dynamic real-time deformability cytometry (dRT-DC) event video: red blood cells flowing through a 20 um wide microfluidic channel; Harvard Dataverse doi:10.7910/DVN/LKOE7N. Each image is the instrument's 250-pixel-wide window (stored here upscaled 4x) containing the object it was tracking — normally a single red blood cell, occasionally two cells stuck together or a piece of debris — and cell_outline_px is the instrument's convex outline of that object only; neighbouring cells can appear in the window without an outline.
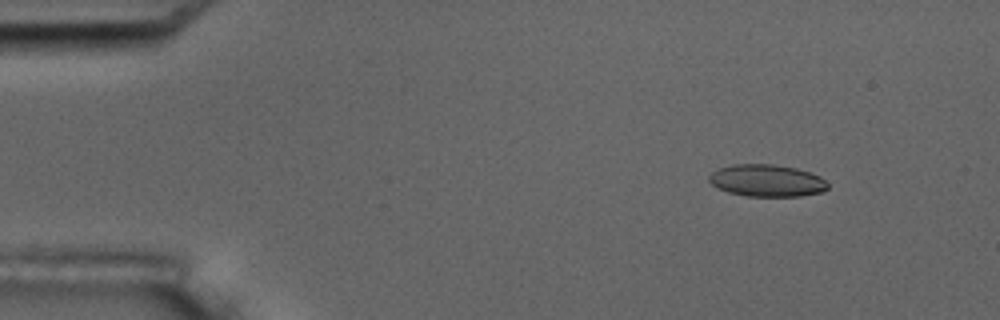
{"species": "common noctule bat (a hibernating species)", "species_latin": "Nyctalus noctula", "temperature_condition": "room temperature", "stored_images_in_passage": 9, "camera_frame_rate_fps": 3000, "um_per_image_px": 0.085, "animal": {"sex": "male", "body_mass_g": 17.5, "forearm_length_mm": 52.3}, "frame": {"image": 1, "passage_image": 2, "time_ms": 1.333, "image_size_px": [1000, 320], "cell_outline_px": [[828, 188], [820, 192], [800, 196], [748, 196], [728, 192], [712, 184], [708, 180], [708, 176], [712, 172], [720, 168], [732, 164], [772, 164], [796, 168], [820, 176], [828, 184]], "centroid_in_image_um": [65.17, 15.34], "position_along_channel_um": 19.8, "area_um2": 22.02}}
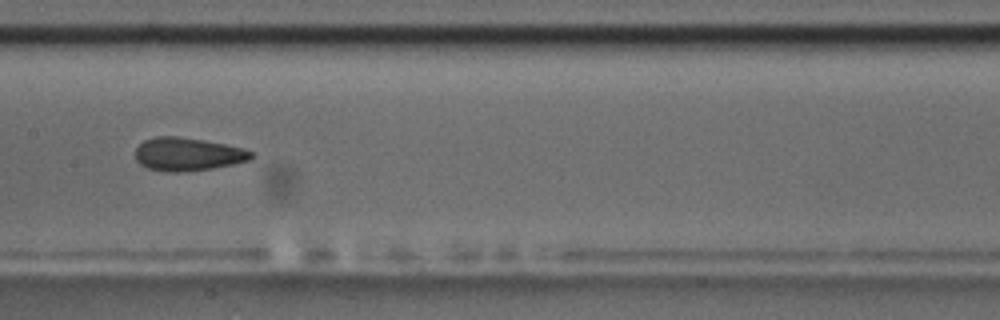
{"frame": {"image": 2, "passage_image": 8, "time_ms": 8.333, "image_size_px": [1000, 320], "cell_outline_px": [[256, 156], [248, 160], [232, 164], [212, 168], [180, 172], [168, 172], [148, 168], [140, 164], [136, 160], [136, 148], [144, 140], [156, 136], [176, 136], [204, 140], [244, 148], [252, 152]], "centroid_in_image_um": [15.95, 13.1], "position_along_channel_um": 191.4, "area_um2": 22.31}}
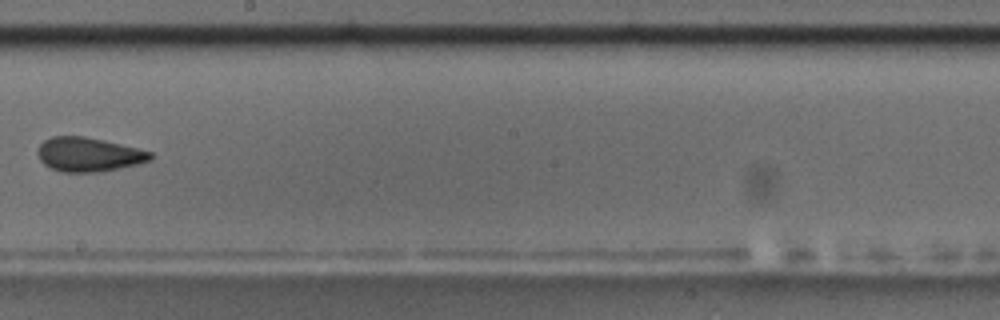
{"frame": {"image": 3, "passage_image": 9, "time_ms": 9.667, "image_size_px": [1000, 320], "cell_outline_px": [[152, 160], [104, 172], [60, 172], [44, 164], [40, 160], [36, 152], [40, 144], [44, 140], [52, 136], [84, 136], [104, 140], [152, 152]], "centroid_in_image_um": [7.51, 13.14], "position_along_channel_um": 240.7, "area_um2": 22.48}}